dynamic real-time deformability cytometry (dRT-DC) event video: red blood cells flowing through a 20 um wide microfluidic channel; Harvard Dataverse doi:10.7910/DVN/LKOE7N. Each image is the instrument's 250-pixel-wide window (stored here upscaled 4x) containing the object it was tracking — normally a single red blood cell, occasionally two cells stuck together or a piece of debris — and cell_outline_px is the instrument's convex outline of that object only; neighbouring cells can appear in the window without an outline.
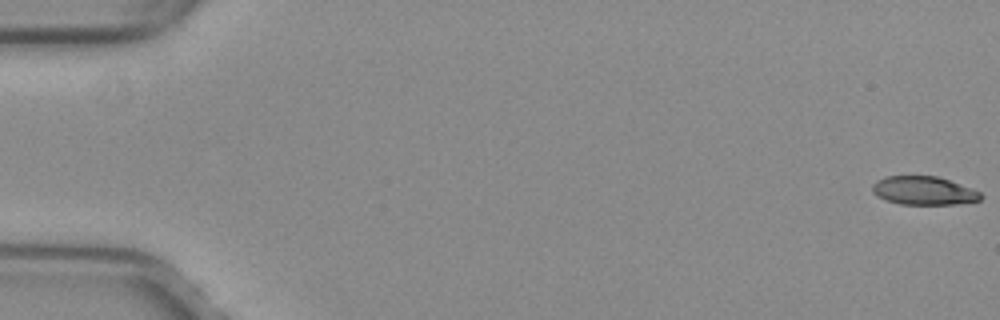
{"species": "common noctule bat (a hibernating species)", "species_latin": "Nyctalus noctula", "temperature_condition": "warm", "stored_images_in_passage": 15, "camera_frame_rate_fps": 3000, "um_per_image_px": 0.085, "animal": {"sex": "female", "body_mass_g": 29.2, "forearm_length_mm": 56.3}, "frame": {"image": 1, "passage_image": 1, "time_ms": 0.0, "image_size_px": [1000, 320], "cell_outline_px": [[984, 196], [980, 200], [956, 204], [900, 204], [884, 200], [876, 196], [872, 192], [872, 184], [876, 180], [884, 176], [936, 176], [948, 180], [980, 192]], "centroid_in_image_um": [78.46, 16.21], "position_along_channel_um": 6.5, "area_um2": 17.98}}
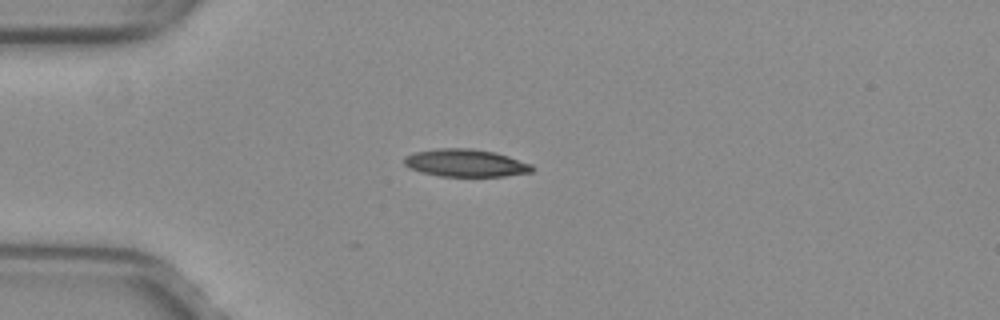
{"frame": {"image": 2, "passage_image": 15, "time_ms": 4.667, "image_size_px": [1000, 320], "cell_outline_px": [[536, 168], [532, 172], [504, 176], [440, 176], [420, 172], [408, 168], [404, 164], [404, 156], [416, 152], [440, 148], [472, 148], [496, 152], [532, 164]], "centroid_in_image_um": [39.59, 13.85], "position_along_channel_um": 45.4, "area_um2": 20.69}}